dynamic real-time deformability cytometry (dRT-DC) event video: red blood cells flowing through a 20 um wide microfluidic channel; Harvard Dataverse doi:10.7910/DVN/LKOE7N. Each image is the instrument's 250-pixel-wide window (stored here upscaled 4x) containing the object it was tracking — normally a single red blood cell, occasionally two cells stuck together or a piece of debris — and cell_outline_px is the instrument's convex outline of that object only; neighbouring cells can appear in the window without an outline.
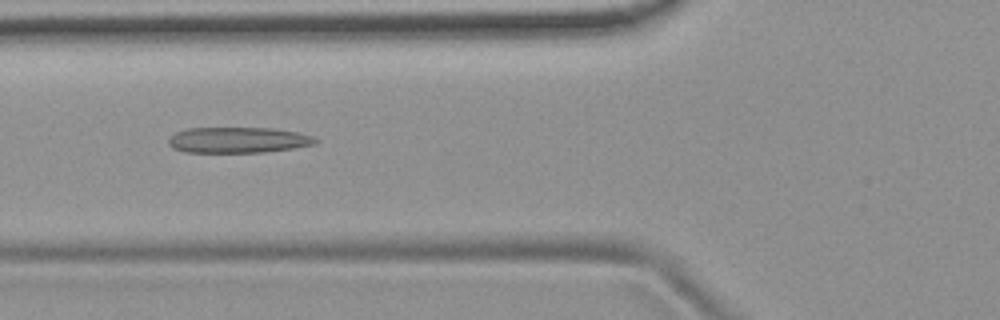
{"species": "common noctule bat (a hibernating species)", "species_latin": "Nyctalus noctula", "temperature_condition": "room temperature", "stored_images_in_passage": 30, "camera_frame_rate_fps": 3000, "um_per_image_px": 0.085, "animal": {"sex": "female", "body_mass_g": 19.9}, "frame": {"image": 1, "passage_image": 5, "time_ms": 1.333, "image_size_px": [1000, 320], "cell_outline_px": [[320, 140], [316, 144], [292, 148], [264, 152], [184, 152], [172, 148], [168, 144], [168, 140], [176, 132], [188, 128], [272, 128], [296, 132], [312, 136]], "centroid_in_image_um": [20.24, 11.9], "position_along_channel_um": 105.6, "area_um2": 22.02}}
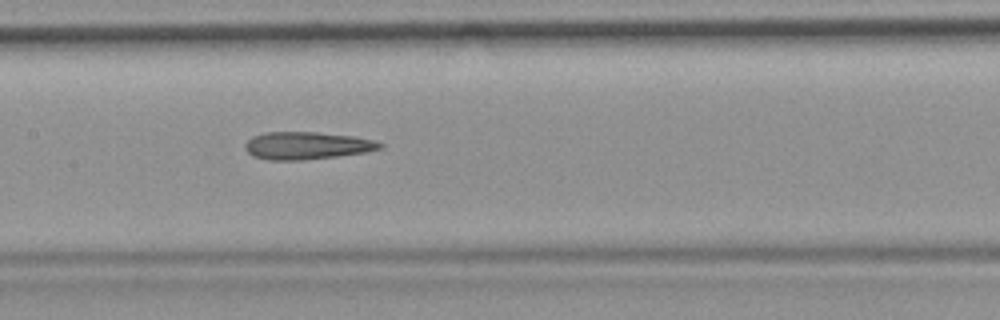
{"frame": {"image": 2, "passage_image": 11, "time_ms": 3.333, "image_size_px": [1000, 320], "cell_outline_px": [[384, 148], [364, 152], [336, 156], [300, 160], [268, 160], [252, 156], [244, 148], [244, 144], [252, 136], [264, 132], [316, 132], [352, 136], [372, 140], [384, 144]], "centroid_in_image_um": [26.04, 12.37], "position_along_channel_um": 181.4, "area_um2": 21.56}}
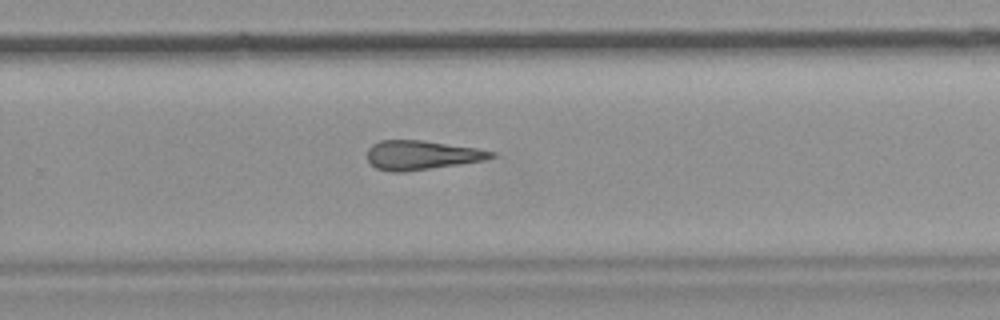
{"frame": {"image": 3, "passage_image": 20, "time_ms": 6.333, "image_size_px": [1000, 320], "cell_outline_px": [[496, 156], [484, 160], [460, 164], [404, 172], [392, 172], [376, 168], [368, 160], [368, 148], [372, 144], [380, 140], [420, 140], [476, 148], [496, 152]], "centroid_in_image_um": [35.83, 13.18], "position_along_channel_um": 294.0, "area_um2": 20.98}, "authors_computed_cell_mechanics": {"area_um2": 21.3282, "velocity_mm_per_s": 3.7778, "shape_relaxation_time_tau1_ms": null, "shape_relaxation_time_tau2_ms": 5.8927, "deformation_change_tau1": null, "deformation_change_tau2": 0.1933}}